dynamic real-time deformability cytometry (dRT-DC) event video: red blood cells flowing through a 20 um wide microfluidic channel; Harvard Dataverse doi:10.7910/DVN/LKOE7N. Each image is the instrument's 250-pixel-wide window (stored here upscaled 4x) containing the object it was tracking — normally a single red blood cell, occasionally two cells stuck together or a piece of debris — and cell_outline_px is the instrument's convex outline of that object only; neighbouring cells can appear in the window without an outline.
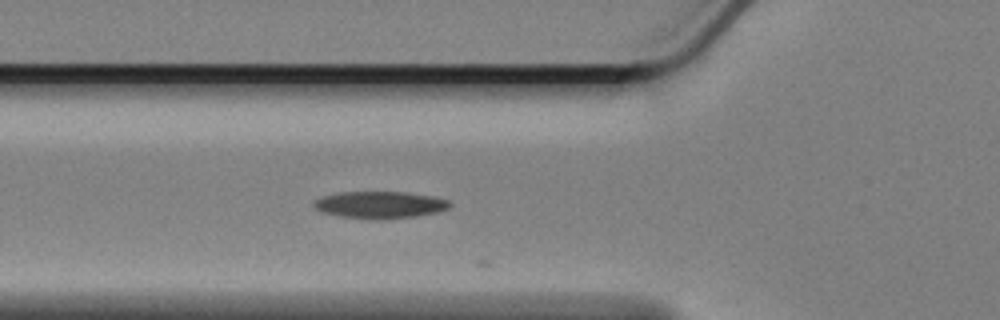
{"species": "Egyptian fruit bat (a non-hibernating species)", "species_latin": "Rousettus aegyptiacus", "temperature_condition": "cold", "stored_images_in_passage": 10, "camera_frame_rate_fps": 3000, "um_per_image_px": 0.085, "animal": {"sex": "female"}, "frame": {"image": 1, "passage_image": 4, "time_ms": 1.0, "image_size_px": [1000, 320], "cell_outline_px": [[452, 204], [448, 208], [440, 212], [416, 216], [384, 220], [372, 220], [340, 216], [320, 212], [312, 204], [316, 200], [324, 196], [340, 192], [408, 192], [432, 196], [448, 200]], "centroid_in_image_um": [32.32, 17.42], "position_along_channel_um": 93.5, "area_um2": 21.62}}
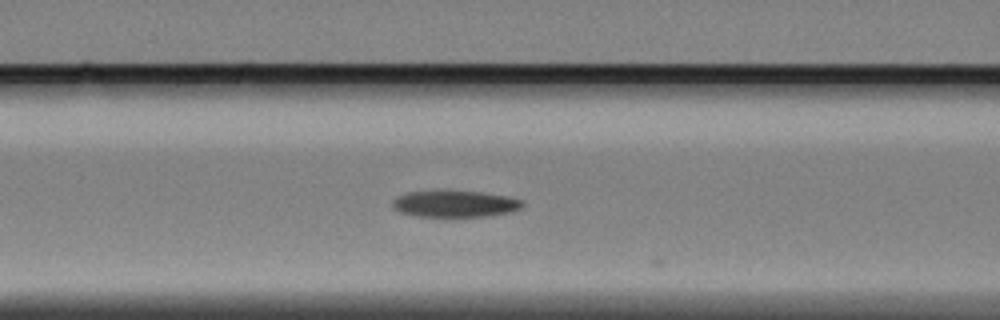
{"frame": {"image": 2, "passage_image": 7, "time_ms": 2.0, "image_size_px": [1000, 320], "cell_outline_px": [[524, 204], [520, 208], [508, 212], [488, 216], [416, 216], [400, 212], [392, 204], [392, 200], [396, 196], [408, 192], [444, 188], [480, 192], [508, 196], [524, 200]], "centroid_in_image_um": [38.64, 17.28], "position_along_channel_um": 128.0, "area_um2": 20.69}}